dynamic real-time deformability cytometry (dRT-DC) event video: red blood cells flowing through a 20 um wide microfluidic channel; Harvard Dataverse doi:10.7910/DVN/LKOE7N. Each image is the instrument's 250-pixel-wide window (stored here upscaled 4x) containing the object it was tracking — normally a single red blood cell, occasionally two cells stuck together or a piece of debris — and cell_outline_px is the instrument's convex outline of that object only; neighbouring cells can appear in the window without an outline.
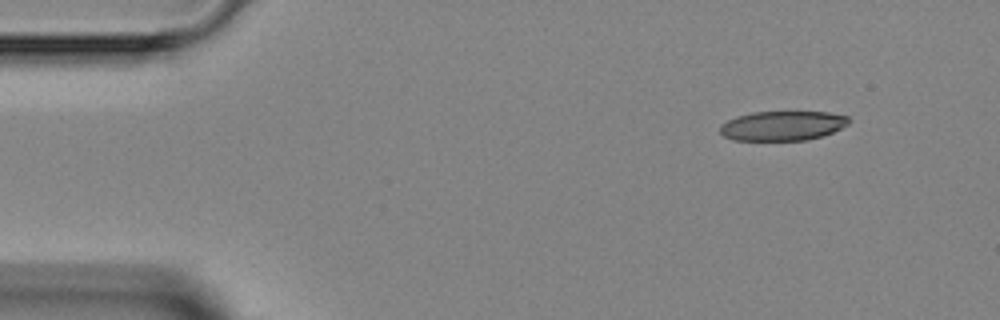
{"species": "Egyptian fruit bat (a non-hibernating species)", "species_latin": "Rousettus aegyptiacus", "temperature_condition": "room temperature", "stored_images_in_passage": 4, "camera_frame_rate_fps": 3000, "um_per_image_px": 0.085, "animal": {"sex": "female"}, "frame": {"image": 1, "passage_image": 1, "time_ms": 0.0, "image_size_px": [1000, 320], "cell_outline_px": [[848, 124], [824, 136], [808, 140], [732, 140], [724, 136], [720, 132], [720, 124], [736, 116], [752, 112], [828, 112], [848, 116]], "centroid_in_image_um": [66.49, 10.69], "position_along_channel_um": 18.5, "area_um2": 22.2}}
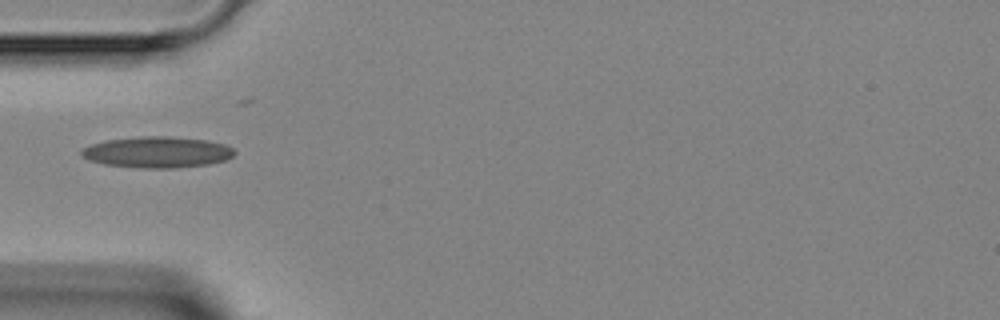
{"frame": {"image": 2, "passage_image": 4, "time_ms": 3.333, "image_size_px": [1000, 320], "cell_outline_px": [[236, 152], [232, 156], [224, 160], [208, 164], [176, 168], [144, 168], [104, 164], [88, 160], [80, 152], [84, 148], [92, 144], [104, 140], [140, 136], [168, 136], [208, 140], [224, 144], [232, 148]], "centroid_in_image_um": [13.37, 12.93], "position_along_channel_um": 71.6, "area_um2": 27.69}}